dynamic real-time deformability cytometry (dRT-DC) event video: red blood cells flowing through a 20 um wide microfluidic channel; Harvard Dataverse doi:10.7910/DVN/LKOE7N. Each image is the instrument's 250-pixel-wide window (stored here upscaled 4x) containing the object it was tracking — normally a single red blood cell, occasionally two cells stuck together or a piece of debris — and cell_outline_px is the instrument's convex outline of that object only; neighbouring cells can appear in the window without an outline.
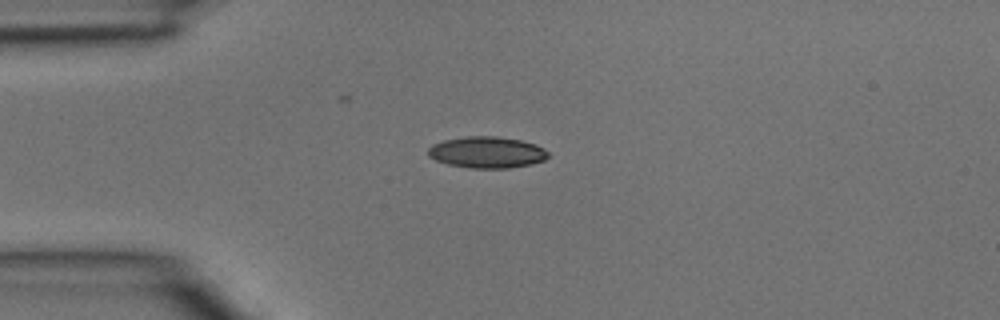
{"species": "common noctule bat (a hibernating species)", "species_latin": "Nyctalus noctula", "temperature_condition": "room temperature", "stored_images_in_passage": 1, "camera_frame_rate_fps": 3000, "um_per_image_px": 0.085, "animal": {"sex": "male", "body_mass_g": 15.6}, "frame": {"image": 1, "passage_image": 1, "time_ms": 0.0, "image_size_px": [1000, 320], "cell_outline_px": [[548, 156], [544, 160], [532, 164], [508, 168], [472, 168], [448, 164], [436, 160], [428, 156], [428, 148], [432, 144], [444, 140], [468, 136], [496, 136], [520, 140], [536, 144], [544, 148], [548, 152]], "centroid_in_image_um": [41.39, 12.94], "position_along_channel_um": 43.6, "area_um2": 21.96}}